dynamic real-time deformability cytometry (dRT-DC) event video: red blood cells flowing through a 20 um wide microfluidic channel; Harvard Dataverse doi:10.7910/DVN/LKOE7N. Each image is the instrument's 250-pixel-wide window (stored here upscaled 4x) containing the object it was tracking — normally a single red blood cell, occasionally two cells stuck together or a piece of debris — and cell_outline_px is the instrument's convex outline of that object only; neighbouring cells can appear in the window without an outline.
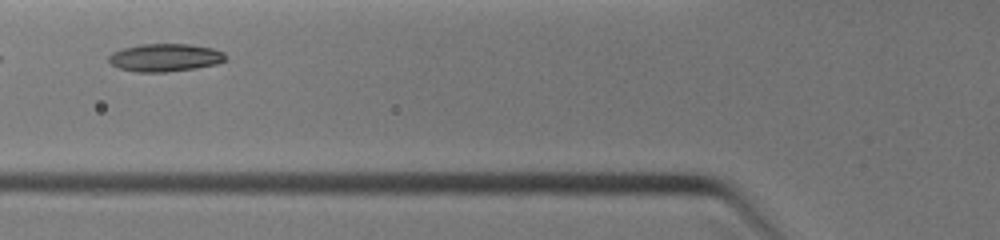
{"species": "common noctule bat (a hibernating species)", "species_latin": "Nyctalus noctula", "temperature_condition": "warm", "stored_images_in_passage": 5, "camera_frame_rate_fps": 3000, "um_per_image_px": 0.085, "animal": {"sex": "female", "body_mass_g": 19.0, "forearm_length_mm": 51.5}, "frame": {"image": 1, "passage_image": 3, "time_ms": 1.333, "image_size_px": [1000, 240], "cell_outline_px": [[224, 60], [216, 64], [196, 68], [164, 72], [136, 72], [116, 68], [108, 60], [108, 56], [112, 52], [124, 48], [140, 44], [192, 44], [212, 48], [224, 52]], "centroid_in_image_um": [13.99, 4.89], "position_along_channel_um": 111.8, "area_um2": 18.96}}
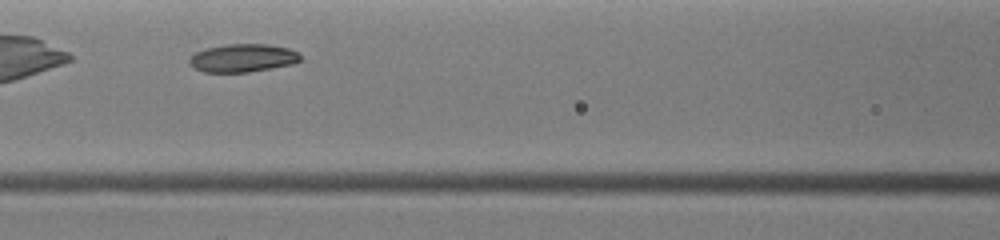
{"frame": {"image": 2, "passage_image": 4, "time_ms": 2.0, "image_size_px": [1000, 240], "cell_outline_px": [[300, 60], [292, 64], [248, 72], [204, 72], [192, 68], [188, 64], [188, 60], [196, 52], [208, 48], [228, 44], [268, 44], [288, 48], [296, 52], [300, 56]], "centroid_in_image_um": [20.59, 4.94], "position_along_channel_um": 146.0, "area_um2": 18.03}}
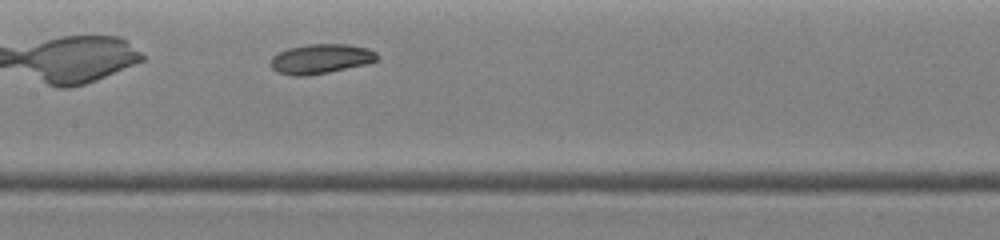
{"frame": {"image": 3, "passage_image": 5, "time_ms": 2.667, "image_size_px": [1000, 240], "cell_outline_px": [[380, 56], [376, 60], [368, 64], [328, 72], [304, 76], [292, 76], [276, 72], [272, 68], [272, 56], [276, 52], [288, 48], [308, 44], [348, 44], [368, 48], [376, 52]], "centroid_in_image_um": [27.27, 5.0], "position_along_channel_um": 180.1, "area_um2": 18.55}}